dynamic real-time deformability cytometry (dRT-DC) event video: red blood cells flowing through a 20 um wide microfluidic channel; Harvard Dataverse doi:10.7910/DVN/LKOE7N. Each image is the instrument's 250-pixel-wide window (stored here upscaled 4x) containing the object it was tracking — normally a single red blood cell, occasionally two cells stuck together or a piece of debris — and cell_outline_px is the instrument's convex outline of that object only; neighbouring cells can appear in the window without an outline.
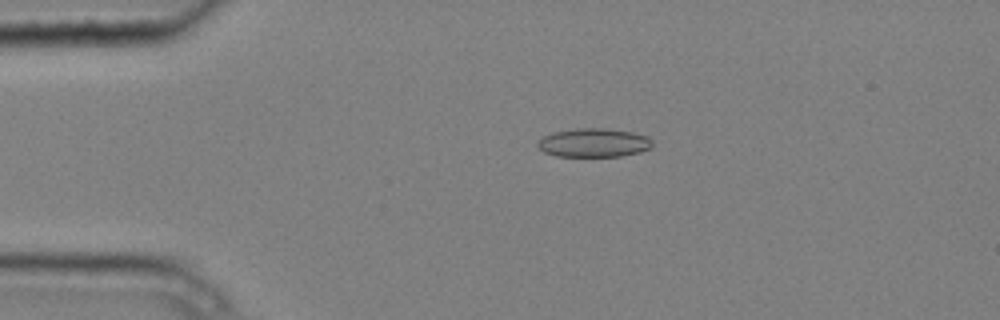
{"species": "common noctule bat (a hibernating species)", "species_latin": "Nyctalus noctula", "temperature_condition": "cold", "stored_images_in_passage": 7, "camera_frame_rate_fps": 3000, "um_per_image_px": 0.085, "animal": {"sex": "male", "body_mass_g": 20.4}, "frame": {"image": 1, "passage_image": 3, "time_ms": 0.667, "image_size_px": [1000, 320], "cell_outline_px": [[652, 148], [640, 152], [620, 156], [556, 156], [544, 152], [536, 144], [544, 136], [552, 132], [576, 128], [604, 128], [632, 132], [648, 136], [652, 140]], "centroid_in_image_um": [50.49, 12.13], "position_along_channel_um": 34.5, "area_um2": 19.25}}
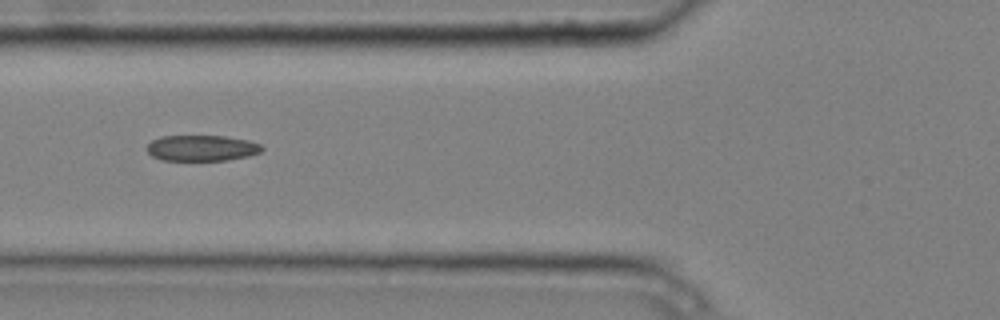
{"frame": {"image": 2, "passage_image": 5, "time_ms": 1.333, "image_size_px": [1000, 320], "cell_outline_px": [[264, 148], [260, 152], [248, 156], [228, 160], [160, 160], [152, 156], [148, 152], [148, 144], [152, 140], [160, 136], [224, 136], [248, 140], [260, 144]], "centroid_in_image_um": [17.15, 12.58], "position_along_channel_um": 108.7, "area_um2": 17.28}}
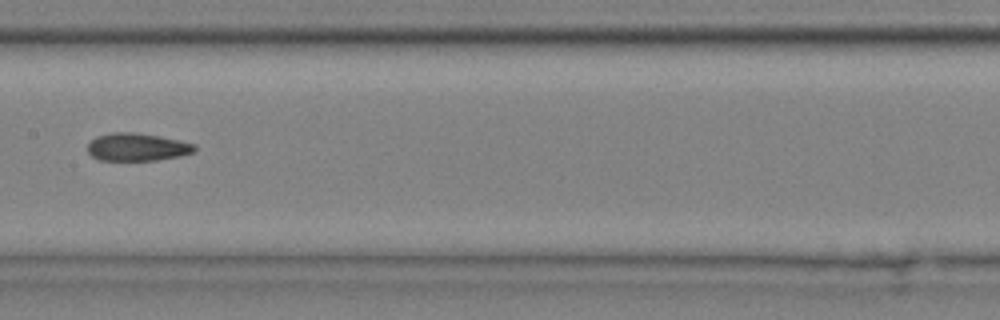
{"frame": {"image": 3, "passage_image": 7, "time_ms": 2.0, "image_size_px": [1000, 320], "cell_outline_px": [[196, 148], [192, 152], [180, 156], [156, 160], [100, 160], [92, 156], [88, 152], [88, 144], [96, 136], [112, 132], [136, 132], [160, 136], [180, 140], [196, 144]], "centroid_in_image_um": [11.66, 12.49], "position_along_channel_um": 195.7, "area_um2": 17.34}}